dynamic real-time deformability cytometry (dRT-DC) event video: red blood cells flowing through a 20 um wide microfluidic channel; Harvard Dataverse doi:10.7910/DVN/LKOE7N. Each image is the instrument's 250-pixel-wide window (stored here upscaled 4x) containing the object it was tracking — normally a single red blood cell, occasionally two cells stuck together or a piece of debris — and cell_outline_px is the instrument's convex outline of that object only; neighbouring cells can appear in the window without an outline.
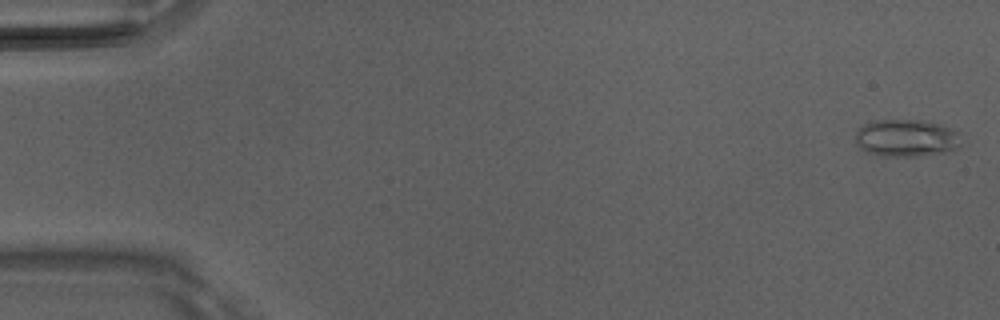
{"species": "Egyptian fruit bat (a non-hibernating species)", "species_latin": "Rousettus aegyptiacus", "temperature_condition": "room temperature", "stored_images_in_passage": 5, "camera_frame_rate_fps": 3000, "um_per_image_px": 0.085, "animal": {"sex": "male"}, "frame": {"image": 1, "passage_image": 1, "time_ms": 0.0, "image_size_px": [1000, 320], "cell_outline_px": [[960, 132], [956, 148], [948, 152], [916, 156], [884, 156], [868, 152], [860, 148], [856, 140], [856, 128], [872, 120], [920, 120], [936, 124]], "centroid_in_image_um": [76.98, 11.73], "position_along_channel_um": 8.0, "area_um2": 22.77}}